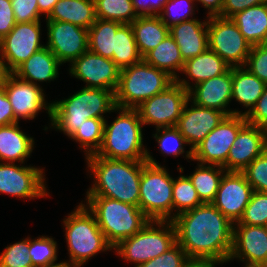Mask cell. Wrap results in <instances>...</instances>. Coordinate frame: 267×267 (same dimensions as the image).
<instances>
[{
  "mask_svg": "<svg viewBox=\"0 0 267 267\" xmlns=\"http://www.w3.org/2000/svg\"><path fill=\"white\" fill-rule=\"evenodd\" d=\"M267 149V129L246 124L239 132L227 157V172H242Z\"/></svg>",
  "mask_w": 267,
  "mask_h": 267,
  "instance_id": "obj_22",
  "label": "cell"
},
{
  "mask_svg": "<svg viewBox=\"0 0 267 267\" xmlns=\"http://www.w3.org/2000/svg\"><path fill=\"white\" fill-rule=\"evenodd\" d=\"M58 1L59 0H37L40 15H46L45 17L47 18Z\"/></svg>",
  "mask_w": 267,
  "mask_h": 267,
  "instance_id": "obj_53",
  "label": "cell"
},
{
  "mask_svg": "<svg viewBox=\"0 0 267 267\" xmlns=\"http://www.w3.org/2000/svg\"><path fill=\"white\" fill-rule=\"evenodd\" d=\"M206 18H208L209 49L222 58L229 67L244 66L252 46L240 33L237 25L230 18L220 16Z\"/></svg>",
  "mask_w": 267,
  "mask_h": 267,
  "instance_id": "obj_10",
  "label": "cell"
},
{
  "mask_svg": "<svg viewBox=\"0 0 267 267\" xmlns=\"http://www.w3.org/2000/svg\"><path fill=\"white\" fill-rule=\"evenodd\" d=\"M266 84L244 66L232 67V99H236L246 110L245 116L255 106L264 92Z\"/></svg>",
  "mask_w": 267,
  "mask_h": 267,
  "instance_id": "obj_28",
  "label": "cell"
},
{
  "mask_svg": "<svg viewBox=\"0 0 267 267\" xmlns=\"http://www.w3.org/2000/svg\"><path fill=\"white\" fill-rule=\"evenodd\" d=\"M69 73L86 83L85 88L116 90L120 68L109 58L89 49L70 64Z\"/></svg>",
  "mask_w": 267,
  "mask_h": 267,
  "instance_id": "obj_17",
  "label": "cell"
},
{
  "mask_svg": "<svg viewBox=\"0 0 267 267\" xmlns=\"http://www.w3.org/2000/svg\"><path fill=\"white\" fill-rule=\"evenodd\" d=\"M143 60L157 69L166 71L175 80L179 77L177 72H182L185 62L170 34L155 49L148 52Z\"/></svg>",
  "mask_w": 267,
  "mask_h": 267,
  "instance_id": "obj_31",
  "label": "cell"
},
{
  "mask_svg": "<svg viewBox=\"0 0 267 267\" xmlns=\"http://www.w3.org/2000/svg\"><path fill=\"white\" fill-rule=\"evenodd\" d=\"M8 72L5 69L4 62L0 57V88L3 87L4 80L7 76Z\"/></svg>",
  "mask_w": 267,
  "mask_h": 267,
  "instance_id": "obj_55",
  "label": "cell"
},
{
  "mask_svg": "<svg viewBox=\"0 0 267 267\" xmlns=\"http://www.w3.org/2000/svg\"><path fill=\"white\" fill-rule=\"evenodd\" d=\"M230 67L214 51L209 48L184 62L182 73L194 80L195 84L224 74Z\"/></svg>",
  "mask_w": 267,
  "mask_h": 267,
  "instance_id": "obj_30",
  "label": "cell"
},
{
  "mask_svg": "<svg viewBox=\"0 0 267 267\" xmlns=\"http://www.w3.org/2000/svg\"><path fill=\"white\" fill-rule=\"evenodd\" d=\"M50 267H81V265H78V264H72V263H70V262H61L60 261V263H58V264H55V265H52V266H50Z\"/></svg>",
  "mask_w": 267,
  "mask_h": 267,
  "instance_id": "obj_56",
  "label": "cell"
},
{
  "mask_svg": "<svg viewBox=\"0 0 267 267\" xmlns=\"http://www.w3.org/2000/svg\"><path fill=\"white\" fill-rule=\"evenodd\" d=\"M63 223L70 258L66 262L83 267V264L97 253L113 249L85 204L80 203Z\"/></svg>",
  "mask_w": 267,
  "mask_h": 267,
  "instance_id": "obj_8",
  "label": "cell"
},
{
  "mask_svg": "<svg viewBox=\"0 0 267 267\" xmlns=\"http://www.w3.org/2000/svg\"><path fill=\"white\" fill-rule=\"evenodd\" d=\"M235 224L267 227V192L253 191L243 216Z\"/></svg>",
  "mask_w": 267,
  "mask_h": 267,
  "instance_id": "obj_39",
  "label": "cell"
},
{
  "mask_svg": "<svg viewBox=\"0 0 267 267\" xmlns=\"http://www.w3.org/2000/svg\"><path fill=\"white\" fill-rule=\"evenodd\" d=\"M111 60L120 70L143 60L136 45L131 24H122L118 28L115 35L114 54Z\"/></svg>",
  "mask_w": 267,
  "mask_h": 267,
  "instance_id": "obj_34",
  "label": "cell"
},
{
  "mask_svg": "<svg viewBox=\"0 0 267 267\" xmlns=\"http://www.w3.org/2000/svg\"><path fill=\"white\" fill-rule=\"evenodd\" d=\"M189 101L192 103L188 108ZM184 106L182 115L178 119L175 127L182 134L184 139L189 144V149L186 151V157L193 159V149L217 127L221 121L227 116L220 110L201 107L194 104L190 99Z\"/></svg>",
  "mask_w": 267,
  "mask_h": 267,
  "instance_id": "obj_19",
  "label": "cell"
},
{
  "mask_svg": "<svg viewBox=\"0 0 267 267\" xmlns=\"http://www.w3.org/2000/svg\"><path fill=\"white\" fill-rule=\"evenodd\" d=\"M245 263V266L244 267H267L266 265L264 264H255V263Z\"/></svg>",
  "mask_w": 267,
  "mask_h": 267,
  "instance_id": "obj_57",
  "label": "cell"
},
{
  "mask_svg": "<svg viewBox=\"0 0 267 267\" xmlns=\"http://www.w3.org/2000/svg\"><path fill=\"white\" fill-rule=\"evenodd\" d=\"M230 19L251 46L267 44V2L238 12Z\"/></svg>",
  "mask_w": 267,
  "mask_h": 267,
  "instance_id": "obj_26",
  "label": "cell"
},
{
  "mask_svg": "<svg viewBox=\"0 0 267 267\" xmlns=\"http://www.w3.org/2000/svg\"><path fill=\"white\" fill-rule=\"evenodd\" d=\"M3 88L12 106L15 123H19L20 118L34 119L42 109L47 110L51 118L52 103H46L45 94L40 85H34L14 73H8Z\"/></svg>",
  "mask_w": 267,
  "mask_h": 267,
  "instance_id": "obj_18",
  "label": "cell"
},
{
  "mask_svg": "<svg viewBox=\"0 0 267 267\" xmlns=\"http://www.w3.org/2000/svg\"><path fill=\"white\" fill-rule=\"evenodd\" d=\"M244 67L267 85V44L253 45Z\"/></svg>",
  "mask_w": 267,
  "mask_h": 267,
  "instance_id": "obj_45",
  "label": "cell"
},
{
  "mask_svg": "<svg viewBox=\"0 0 267 267\" xmlns=\"http://www.w3.org/2000/svg\"><path fill=\"white\" fill-rule=\"evenodd\" d=\"M253 191L267 192V149L243 171Z\"/></svg>",
  "mask_w": 267,
  "mask_h": 267,
  "instance_id": "obj_43",
  "label": "cell"
},
{
  "mask_svg": "<svg viewBox=\"0 0 267 267\" xmlns=\"http://www.w3.org/2000/svg\"><path fill=\"white\" fill-rule=\"evenodd\" d=\"M40 27V21L16 23L8 35L0 40V57L8 73H13L46 46L40 42Z\"/></svg>",
  "mask_w": 267,
  "mask_h": 267,
  "instance_id": "obj_13",
  "label": "cell"
},
{
  "mask_svg": "<svg viewBox=\"0 0 267 267\" xmlns=\"http://www.w3.org/2000/svg\"><path fill=\"white\" fill-rule=\"evenodd\" d=\"M0 162V193L33 199L48 196L44 169Z\"/></svg>",
  "mask_w": 267,
  "mask_h": 267,
  "instance_id": "obj_14",
  "label": "cell"
},
{
  "mask_svg": "<svg viewBox=\"0 0 267 267\" xmlns=\"http://www.w3.org/2000/svg\"><path fill=\"white\" fill-rule=\"evenodd\" d=\"M105 118L86 119L80 128L70 137L79 142L85 150V156L96 154L103 142Z\"/></svg>",
  "mask_w": 267,
  "mask_h": 267,
  "instance_id": "obj_35",
  "label": "cell"
},
{
  "mask_svg": "<svg viewBox=\"0 0 267 267\" xmlns=\"http://www.w3.org/2000/svg\"><path fill=\"white\" fill-rule=\"evenodd\" d=\"M172 198L174 217L203 203L189 177L184 175H180L177 179L173 178Z\"/></svg>",
  "mask_w": 267,
  "mask_h": 267,
  "instance_id": "obj_37",
  "label": "cell"
},
{
  "mask_svg": "<svg viewBox=\"0 0 267 267\" xmlns=\"http://www.w3.org/2000/svg\"><path fill=\"white\" fill-rule=\"evenodd\" d=\"M115 108L114 91L83 87L67 99L52 102L50 126L70 138L86 119L104 118Z\"/></svg>",
  "mask_w": 267,
  "mask_h": 267,
  "instance_id": "obj_3",
  "label": "cell"
},
{
  "mask_svg": "<svg viewBox=\"0 0 267 267\" xmlns=\"http://www.w3.org/2000/svg\"><path fill=\"white\" fill-rule=\"evenodd\" d=\"M176 243V229L172 221L149 220L139 232L121 240L113 249L122 259L133 262L137 267L162 255Z\"/></svg>",
  "mask_w": 267,
  "mask_h": 267,
  "instance_id": "obj_9",
  "label": "cell"
},
{
  "mask_svg": "<svg viewBox=\"0 0 267 267\" xmlns=\"http://www.w3.org/2000/svg\"><path fill=\"white\" fill-rule=\"evenodd\" d=\"M57 242L54 238L41 236L31 240L29 237V255L33 267H50L58 264L57 261Z\"/></svg>",
  "mask_w": 267,
  "mask_h": 267,
  "instance_id": "obj_38",
  "label": "cell"
},
{
  "mask_svg": "<svg viewBox=\"0 0 267 267\" xmlns=\"http://www.w3.org/2000/svg\"><path fill=\"white\" fill-rule=\"evenodd\" d=\"M266 2L267 0H223L221 17L231 18L238 12Z\"/></svg>",
  "mask_w": 267,
  "mask_h": 267,
  "instance_id": "obj_49",
  "label": "cell"
},
{
  "mask_svg": "<svg viewBox=\"0 0 267 267\" xmlns=\"http://www.w3.org/2000/svg\"><path fill=\"white\" fill-rule=\"evenodd\" d=\"M146 162L140 178L138 207L149 220L172 221L174 219L173 177L166 167L155 161L149 152Z\"/></svg>",
  "mask_w": 267,
  "mask_h": 267,
  "instance_id": "obj_7",
  "label": "cell"
},
{
  "mask_svg": "<svg viewBox=\"0 0 267 267\" xmlns=\"http://www.w3.org/2000/svg\"><path fill=\"white\" fill-rule=\"evenodd\" d=\"M85 158L94 177L86 196H103L139 205L140 178L146 161L114 160L95 154Z\"/></svg>",
  "mask_w": 267,
  "mask_h": 267,
  "instance_id": "obj_2",
  "label": "cell"
},
{
  "mask_svg": "<svg viewBox=\"0 0 267 267\" xmlns=\"http://www.w3.org/2000/svg\"><path fill=\"white\" fill-rule=\"evenodd\" d=\"M248 124L267 129V85L255 106L245 115Z\"/></svg>",
  "mask_w": 267,
  "mask_h": 267,
  "instance_id": "obj_47",
  "label": "cell"
},
{
  "mask_svg": "<svg viewBox=\"0 0 267 267\" xmlns=\"http://www.w3.org/2000/svg\"><path fill=\"white\" fill-rule=\"evenodd\" d=\"M15 123V115L3 87L0 88V126Z\"/></svg>",
  "mask_w": 267,
  "mask_h": 267,
  "instance_id": "obj_51",
  "label": "cell"
},
{
  "mask_svg": "<svg viewBox=\"0 0 267 267\" xmlns=\"http://www.w3.org/2000/svg\"><path fill=\"white\" fill-rule=\"evenodd\" d=\"M218 264L207 260H190L184 267H216Z\"/></svg>",
  "mask_w": 267,
  "mask_h": 267,
  "instance_id": "obj_54",
  "label": "cell"
},
{
  "mask_svg": "<svg viewBox=\"0 0 267 267\" xmlns=\"http://www.w3.org/2000/svg\"><path fill=\"white\" fill-rule=\"evenodd\" d=\"M191 259L182 247L176 243L168 251L137 267H184Z\"/></svg>",
  "mask_w": 267,
  "mask_h": 267,
  "instance_id": "obj_44",
  "label": "cell"
},
{
  "mask_svg": "<svg viewBox=\"0 0 267 267\" xmlns=\"http://www.w3.org/2000/svg\"><path fill=\"white\" fill-rule=\"evenodd\" d=\"M139 53L144 57L170 33L159 15L139 16L131 23Z\"/></svg>",
  "mask_w": 267,
  "mask_h": 267,
  "instance_id": "obj_29",
  "label": "cell"
},
{
  "mask_svg": "<svg viewBox=\"0 0 267 267\" xmlns=\"http://www.w3.org/2000/svg\"><path fill=\"white\" fill-rule=\"evenodd\" d=\"M134 10L138 16L159 15L168 0H132Z\"/></svg>",
  "mask_w": 267,
  "mask_h": 267,
  "instance_id": "obj_50",
  "label": "cell"
},
{
  "mask_svg": "<svg viewBox=\"0 0 267 267\" xmlns=\"http://www.w3.org/2000/svg\"><path fill=\"white\" fill-rule=\"evenodd\" d=\"M194 2L195 0H168L159 17L168 28L183 21L194 19L192 18V15L195 14L193 13L195 12Z\"/></svg>",
  "mask_w": 267,
  "mask_h": 267,
  "instance_id": "obj_41",
  "label": "cell"
},
{
  "mask_svg": "<svg viewBox=\"0 0 267 267\" xmlns=\"http://www.w3.org/2000/svg\"><path fill=\"white\" fill-rule=\"evenodd\" d=\"M96 19L94 0H59L46 21L68 22L89 29Z\"/></svg>",
  "mask_w": 267,
  "mask_h": 267,
  "instance_id": "obj_27",
  "label": "cell"
},
{
  "mask_svg": "<svg viewBox=\"0 0 267 267\" xmlns=\"http://www.w3.org/2000/svg\"><path fill=\"white\" fill-rule=\"evenodd\" d=\"M177 243L191 260L219 264L230 258L233 223L212 203H202L172 220Z\"/></svg>",
  "mask_w": 267,
  "mask_h": 267,
  "instance_id": "obj_1",
  "label": "cell"
},
{
  "mask_svg": "<svg viewBox=\"0 0 267 267\" xmlns=\"http://www.w3.org/2000/svg\"><path fill=\"white\" fill-rule=\"evenodd\" d=\"M153 134L158 142L161 154L178 157L185 153L184 147L189 145L176 127L156 128Z\"/></svg>",
  "mask_w": 267,
  "mask_h": 267,
  "instance_id": "obj_40",
  "label": "cell"
},
{
  "mask_svg": "<svg viewBox=\"0 0 267 267\" xmlns=\"http://www.w3.org/2000/svg\"><path fill=\"white\" fill-rule=\"evenodd\" d=\"M193 174L189 175L200 200L203 203H212L216 197L223 175L227 172L222 166L198 164ZM217 167V168H215Z\"/></svg>",
  "mask_w": 267,
  "mask_h": 267,
  "instance_id": "obj_32",
  "label": "cell"
},
{
  "mask_svg": "<svg viewBox=\"0 0 267 267\" xmlns=\"http://www.w3.org/2000/svg\"><path fill=\"white\" fill-rule=\"evenodd\" d=\"M16 25L11 0H0V40Z\"/></svg>",
  "mask_w": 267,
  "mask_h": 267,
  "instance_id": "obj_48",
  "label": "cell"
},
{
  "mask_svg": "<svg viewBox=\"0 0 267 267\" xmlns=\"http://www.w3.org/2000/svg\"><path fill=\"white\" fill-rule=\"evenodd\" d=\"M96 18L131 24L139 16L136 14L132 0H94Z\"/></svg>",
  "mask_w": 267,
  "mask_h": 267,
  "instance_id": "obj_36",
  "label": "cell"
},
{
  "mask_svg": "<svg viewBox=\"0 0 267 267\" xmlns=\"http://www.w3.org/2000/svg\"><path fill=\"white\" fill-rule=\"evenodd\" d=\"M176 81L189 91V99L194 104L220 110L227 116L242 115L236 109L228 110V105L232 100V67L224 74L204 80L196 85H190L186 79H180L179 77Z\"/></svg>",
  "mask_w": 267,
  "mask_h": 267,
  "instance_id": "obj_15",
  "label": "cell"
},
{
  "mask_svg": "<svg viewBox=\"0 0 267 267\" xmlns=\"http://www.w3.org/2000/svg\"><path fill=\"white\" fill-rule=\"evenodd\" d=\"M16 23L40 21L37 0H11Z\"/></svg>",
  "mask_w": 267,
  "mask_h": 267,
  "instance_id": "obj_46",
  "label": "cell"
},
{
  "mask_svg": "<svg viewBox=\"0 0 267 267\" xmlns=\"http://www.w3.org/2000/svg\"><path fill=\"white\" fill-rule=\"evenodd\" d=\"M202 3V5L208 9L207 17L220 16L223 6V0H195Z\"/></svg>",
  "mask_w": 267,
  "mask_h": 267,
  "instance_id": "obj_52",
  "label": "cell"
},
{
  "mask_svg": "<svg viewBox=\"0 0 267 267\" xmlns=\"http://www.w3.org/2000/svg\"><path fill=\"white\" fill-rule=\"evenodd\" d=\"M208 19L183 21L169 28V33L178 45L184 61L194 58L209 48Z\"/></svg>",
  "mask_w": 267,
  "mask_h": 267,
  "instance_id": "obj_23",
  "label": "cell"
},
{
  "mask_svg": "<svg viewBox=\"0 0 267 267\" xmlns=\"http://www.w3.org/2000/svg\"><path fill=\"white\" fill-rule=\"evenodd\" d=\"M61 65L55 55L45 46L35 52L27 61L20 65L13 73L19 78L34 85L38 82L54 81L59 75Z\"/></svg>",
  "mask_w": 267,
  "mask_h": 267,
  "instance_id": "obj_24",
  "label": "cell"
},
{
  "mask_svg": "<svg viewBox=\"0 0 267 267\" xmlns=\"http://www.w3.org/2000/svg\"><path fill=\"white\" fill-rule=\"evenodd\" d=\"M188 101L189 91L175 80L164 91L143 101L135 109L144 125L175 127Z\"/></svg>",
  "mask_w": 267,
  "mask_h": 267,
  "instance_id": "obj_11",
  "label": "cell"
},
{
  "mask_svg": "<svg viewBox=\"0 0 267 267\" xmlns=\"http://www.w3.org/2000/svg\"><path fill=\"white\" fill-rule=\"evenodd\" d=\"M119 116L108 125L105 120L103 142L95 154L107 159L146 161L148 150L143 145L142 123L136 109L115 108Z\"/></svg>",
  "mask_w": 267,
  "mask_h": 267,
  "instance_id": "obj_4",
  "label": "cell"
},
{
  "mask_svg": "<svg viewBox=\"0 0 267 267\" xmlns=\"http://www.w3.org/2000/svg\"><path fill=\"white\" fill-rule=\"evenodd\" d=\"M0 267H33L29 255V237L5 248L0 255Z\"/></svg>",
  "mask_w": 267,
  "mask_h": 267,
  "instance_id": "obj_42",
  "label": "cell"
},
{
  "mask_svg": "<svg viewBox=\"0 0 267 267\" xmlns=\"http://www.w3.org/2000/svg\"><path fill=\"white\" fill-rule=\"evenodd\" d=\"M175 79L166 71L157 69L144 60L120 70L118 86L114 92L119 108L135 109L143 101L164 91Z\"/></svg>",
  "mask_w": 267,
  "mask_h": 267,
  "instance_id": "obj_6",
  "label": "cell"
},
{
  "mask_svg": "<svg viewBox=\"0 0 267 267\" xmlns=\"http://www.w3.org/2000/svg\"><path fill=\"white\" fill-rule=\"evenodd\" d=\"M46 47L59 62L70 64L89 48L88 29L62 21H46Z\"/></svg>",
  "mask_w": 267,
  "mask_h": 267,
  "instance_id": "obj_16",
  "label": "cell"
},
{
  "mask_svg": "<svg viewBox=\"0 0 267 267\" xmlns=\"http://www.w3.org/2000/svg\"><path fill=\"white\" fill-rule=\"evenodd\" d=\"M122 23L96 19L88 29L89 50L105 58L112 59L114 54L115 35Z\"/></svg>",
  "mask_w": 267,
  "mask_h": 267,
  "instance_id": "obj_33",
  "label": "cell"
},
{
  "mask_svg": "<svg viewBox=\"0 0 267 267\" xmlns=\"http://www.w3.org/2000/svg\"><path fill=\"white\" fill-rule=\"evenodd\" d=\"M34 144V139L20 130L18 122L0 126V162L23 164L31 155Z\"/></svg>",
  "mask_w": 267,
  "mask_h": 267,
  "instance_id": "obj_25",
  "label": "cell"
},
{
  "mask_svg": "<svg viewBox=\"0 0 267 267\" xmlns=\"http://www.w3.org/2000/svg\"><path fill=\"white\" fill-rule=\"evenodd\" d=\"M247 124L243 115L226 116L193 149L192 161L200 164L219 165L227 171V157L238 132Z\"/></svg>",
  "mask_w": 267,
  "mask_h": 267,
  "instance_id": "obj_12",
  "label": "cell"
},
{
  "mask_svg": "<svg viewBox=\"0 0 267 267\" xmlns=\"http://www.w3.org/2000/svg\"><path fill=\"white\" fill-rule=\"evenodd\" d=\"M253 193L242 172H226L212 204L233 224L239 222Z\"/></svg>",
  "mask_w": 267,
  "mask_h": 267,
  "instance_id": "obj_20",
  "label": "cell"
},
{
  "mask_svg": "<svg viewBox=\"0 0 267 267\" xmlns=\"http://www.w3.org/2000/svg\"><path fill=\"white\" fill-rule=\"evenodd\" d=\"M234 258L267 266V227L233 224L232 250L225 263Z\"/></svg>",
  "mask_w": 267,
  "mask_h": 267,
  "instance_id": "obj_21",
  "label": "cell"
},
{
  "mask_svg": "<svg viewBox=\"0 0 267 267\" xmlns=\"http://www.w3.org/2000/svg\"><path fill=\"white\" fill-rule=\"evenodd\" d=\"M86 200L85 206L112 247L139 232L149 221L138 206L103 196H87Z\"/></svg>",
  "mask_w": 267,
  "mask_h": 267,
  "instance_id": "obj_5",
  "label": "cell"
}]
</instances>
